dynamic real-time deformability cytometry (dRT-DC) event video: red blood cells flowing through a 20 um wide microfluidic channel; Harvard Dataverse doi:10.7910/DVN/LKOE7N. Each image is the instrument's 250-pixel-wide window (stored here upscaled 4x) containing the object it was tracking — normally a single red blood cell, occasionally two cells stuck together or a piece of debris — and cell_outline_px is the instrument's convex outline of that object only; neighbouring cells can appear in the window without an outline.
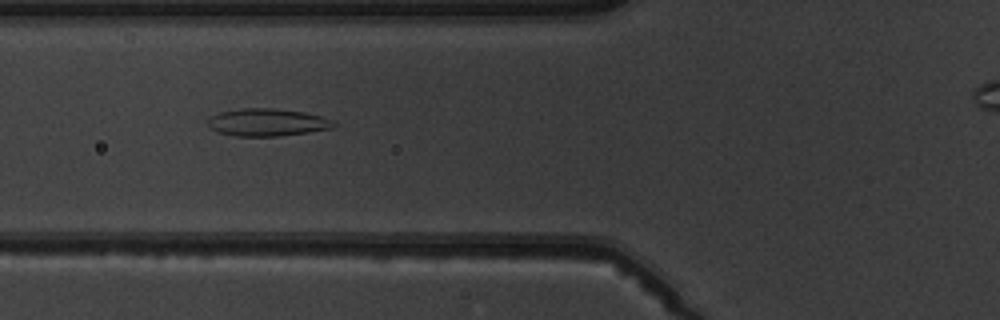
{"species": "common noctule bat (a hibernating species)", "species_latin": "Nyctalus noctula", "temperature_condition": "warm", "stored_images_in_passage": 8, "camera_frame_rate_fps": 3000, "um_per_image_px": 0.085, "animal": {"sex": "male", "body_mass_g": 19.5, "forearm_length_mm": 54.6}, "frame": {"image": 1, "passage_image": 6, "time_ms": 6.667, "image_size_px": [1000, 320], "cell_outline_px": [[336, 124], [332, 128], [308, 132], [280, 136], [236, 136], [220, 132], [212, 128], [208, 124], [208, 120], [212, 116], [220, 112], [244, 108], [276, 108], [304, 112], [320, 116], [332, 120]], "centroid_in_image_um": [22.74, 10.39], "position_along_channel_um": 103.1, "area_um2": 19.94}}
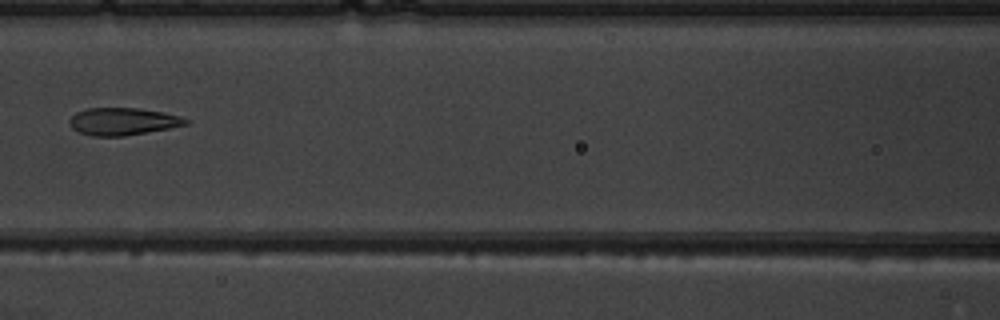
{"frame": {"image": 2, "passage_image": 7, "time_ms": 8.0, "image_size_px": [1000, 320], "cell_outline_px": [[188, 124], [168, 128], [124, 136], [92, 136], [80, 132], [72, 128], [68, 124], [68, 120], [76, 112], [88, 108], [140, 108], [164, 112], [180, 116], [188, 120]], "centroid_in_image_um": [10.41, 10.31], "position_along_channel_um": 156.2, "area_um2": 18.5}}
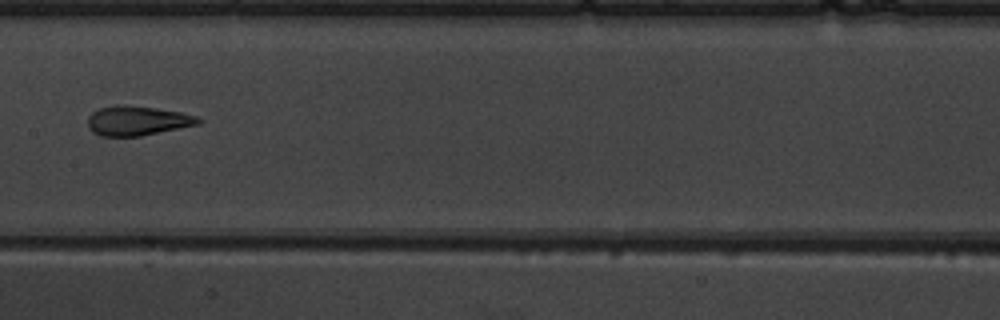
{"frame": {"image": 3, "passage_image": 8, "time_ms": 9.0, "image_size_px": [1000, 320], "cell_outline_px": [[204, 120], [200, 124], [140, 136], [100, 136], [92, 132], [88, 128], [88, 116], [92, 112], [100, 108], [120, 104], [156, 108], [180, 112], [196, 116]], "centroid_in_image_um": [11.67, 10.26], "position_along_channel_um": 195.7, "area_um2": 19.07}}